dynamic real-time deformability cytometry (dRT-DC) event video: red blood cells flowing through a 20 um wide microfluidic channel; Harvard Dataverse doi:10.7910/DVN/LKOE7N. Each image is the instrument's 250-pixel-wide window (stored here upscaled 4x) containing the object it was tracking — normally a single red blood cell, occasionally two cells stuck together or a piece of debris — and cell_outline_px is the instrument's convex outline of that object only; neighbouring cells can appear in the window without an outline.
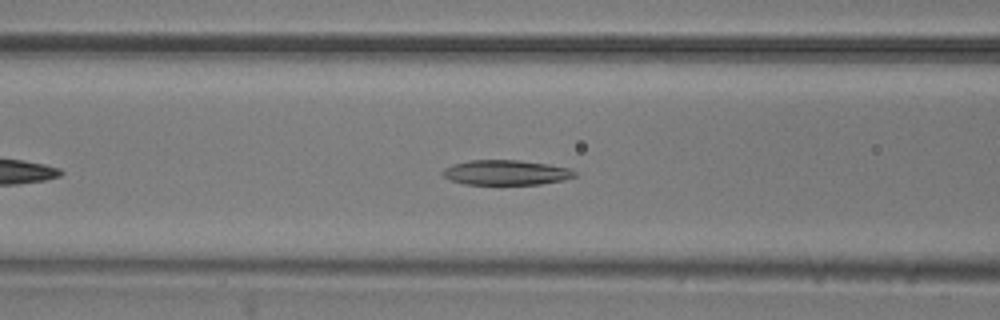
{"species": "common noctule bat (a hibernating species)", "species_latin": "Nyctalus noctula", "temperature_condition": "room temperature", "stored_images_in_passage": 42, "camera_frame_rate_fps": 3000, "um_per_image_px": 0.085, "animal": {"sex": "male", "body_mass_g": 20.5, "forearm_length_mm": 52.5}, "frame": {"image": 1, "passage_image": 10, "time_ms": 3.0, "image_size_px": [1000, 320], "cell_outline_px": [[576, 176], [564, 180], [540, 184], [464, 184], [452, 180], [444, 176], [440, 172], [444, 168], [468, 160], [520, 160], [548, 164], [568, 168], [576, 172]], "centroid_in_image_um": [43.02, 14.66], "position_along_channel_um": 123.6, "area_um2": 19.07}}
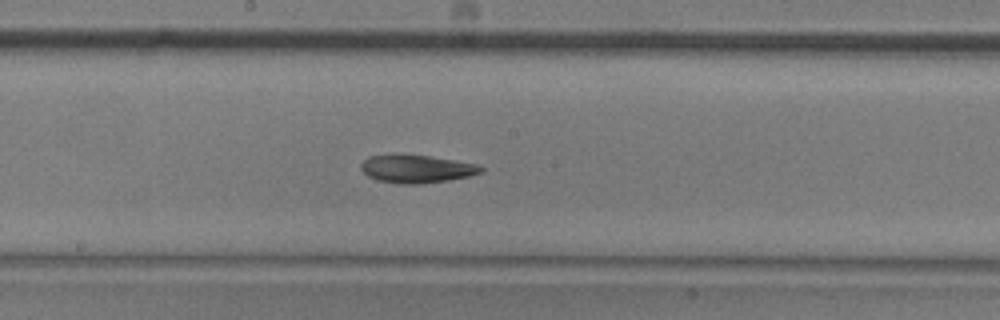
{"frame": {"image": 2, "passage_image": 17, "time_ms": 5.333, "image_size_px": [1000, 320], "cell_outline_px": [[484, 172], [468, 176], [448, 180], [420, 184], [400, 184], [376, 180], [368, 176], [360, 168], [360, 164], [368, 156], [428, 156], [476, 164], [484, 168]], "centroid_in_image_um": [35.41, 14.38], "position_along_channel_um": 212.8, "area_um2": 19.07}}
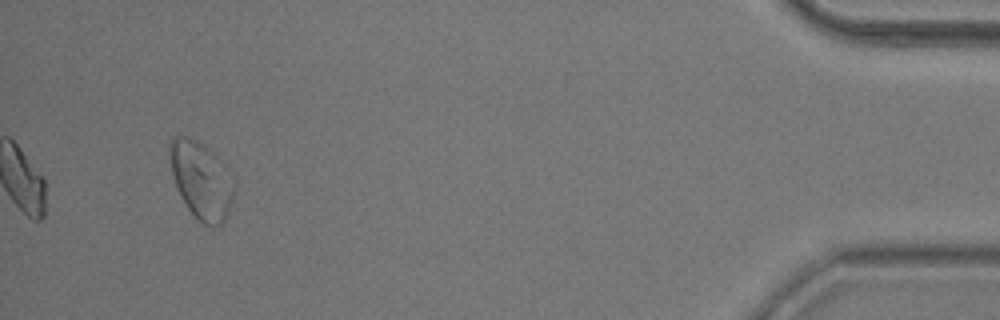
{"frame": {"image": 3, "passage_image": 39, "time_ms": 12.667, "image_size_px": [1000, 320], "cell_outline_px": [[232, 200], [224, 224], [212, 228], [204, 224], [188, 208], [176, 188], [172, 172], [168, 152], [168, 144], [172, 136], [188, 136], [204, 144], [220, 160], [232, 192]], "centroid_in_image_um": [17.02, 15.31], "position_along_channel_um": 418.2, "area_um2": 28.15}, "authors_computed_cell_mechanics": {"area_um2": 20.23, "velocity_mm_per_s": 3.8324, "shape_relaxation_time_tau1_ms": 6.545, "shape_relaxation_time_tau2_ms": 3.6542, "deformation_change_tau1": 0.1583, "deformation_change_tau2": 0.097}}